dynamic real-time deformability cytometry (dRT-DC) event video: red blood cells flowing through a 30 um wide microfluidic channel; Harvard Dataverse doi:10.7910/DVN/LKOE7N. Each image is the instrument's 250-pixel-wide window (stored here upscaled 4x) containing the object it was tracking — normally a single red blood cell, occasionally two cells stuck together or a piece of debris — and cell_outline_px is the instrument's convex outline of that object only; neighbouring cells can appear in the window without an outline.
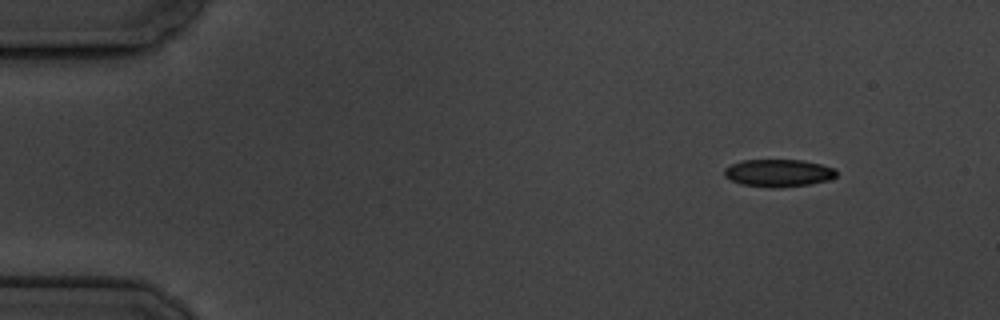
{"species": "common noctule bat (a hibernating species)", "species_latin": "Nyctalus noctula", "temperature_condition": "cold", "stored_images_in_passage": 4, "camera_frame_rate_fps": 3000, "um_per_image_px": 0.085, "animal": {"sex": "male", "body_mass_g": 19.5, "forearm_length_mm": 54.6}, "frame": {"image": 1, "passage_image": 1, "time_ms": 0.0, "image_size_px": [1000, 320], "cell_outline_px": [[836, 176], [828, 180], [808, 184], [740, 184], [724, 176], [724, 168], [732, 164], [744, 160], [804, 160], [836, 168]], "centroid_in_image_um": [66.19, 14.64], "position_along_channel_um": 18.8, "area_um2": 16.88}}
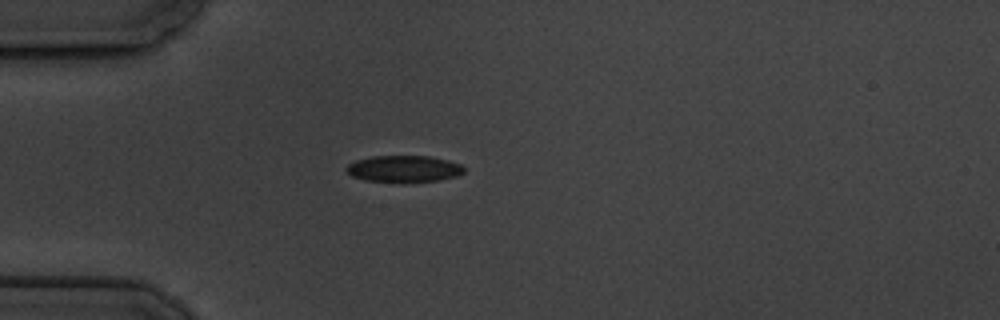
{"frame": {"image": 2, "passage_image": 4, "time_ms": 3.333, "image_size_px": [1000, 320], "cell_outline_px": [[464, 172], [456, 176], [436, 180], [364, 180], [352, 176], [344, 168], [348, 164], [356, 160], [372, 156], [428, 156], [448, 160], [460, 164], [464, 168]], "centroid_in_image_um": [34.3, 14.31], "position_along_channel_um": 50.7, "area_um2": 17.57}}